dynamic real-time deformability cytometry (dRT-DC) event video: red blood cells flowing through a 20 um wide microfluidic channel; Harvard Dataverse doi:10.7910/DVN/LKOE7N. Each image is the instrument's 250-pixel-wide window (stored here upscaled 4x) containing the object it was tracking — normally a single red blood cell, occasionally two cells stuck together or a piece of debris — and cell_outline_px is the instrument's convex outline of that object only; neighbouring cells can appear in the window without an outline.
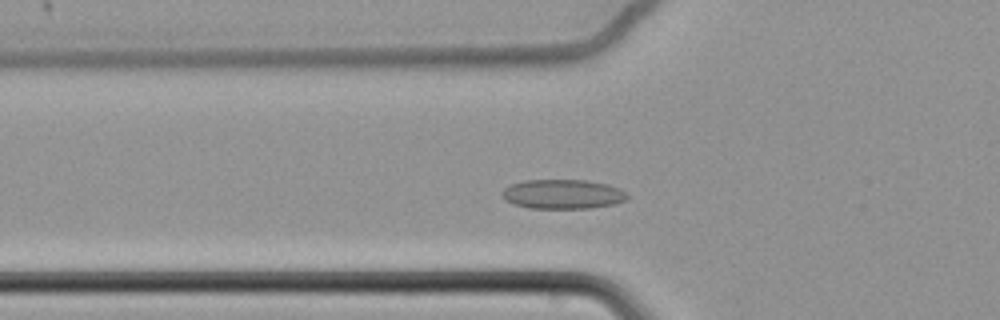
{"species": "common noctule bat (a hibernating species)", "species_latin": "Nyctalus noctula", "temperature_condition": "cold", "stored_images_in_passage": 47, "camera_frame_rate_fps": 3000, "um_per_image_px": 0.085, "animal": {"sex": "female", "body_mass_g": 22.7, "forearm_length_mm": 54.2}, "frame": {"image": 1, "passage_image": 7, "time_ms": 2.0, "image_size_px": [1000, 320], "cell_outline_px": [[628, 200], [616, 204], [592, 208], [528, 208], [512, 204], [504, 200], [500, 192], [504, 188], [512, 184], [524, 180], [588, 180], [620, 188], [628, 196]], "centroid_in_image_um": [47.82, 16.51], "position_along_channel_um": 78.0, "area_um2": 21.68}}
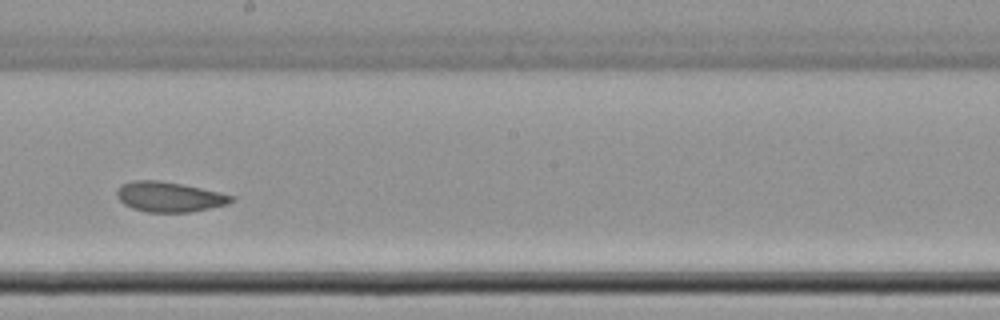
{"frame": {"image": 2, "passage_image": 21, "time_ms": 6.667, "image_size_px": [1000, 320], "cell_outline_px": [[236, 200], [228, 204], [192, 212], [148, 212], [132, 208], [124, 204], [116, 196], [116, 192], [120, 184], [132, 180], [160, 180], [184, 184], [236, 196]], "centroid_in_image_um": [14.4, 16.72], "position_along_channel_um": 233.8, "area_um2": 20.35}}
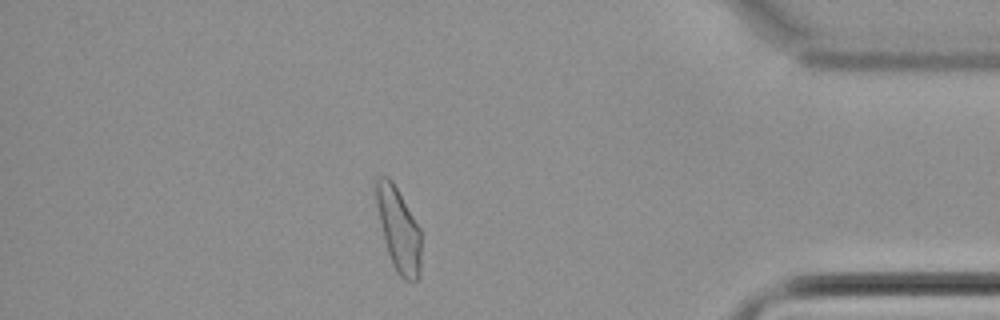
{"frame": {"image": 3, "passage_image": 39, "time_ms": 12.667, "image_size_px": [1000, 320], "cell_outline_px": [[420, 272], [416, 280], [404, 280], [396, 272], [392, 264], [384, 240], [376, 204], [376, 176], [388, 176], [392, 180], [420, 228]], "centroid_in_image_um": [33.87, 19.5], "position_along_channel_um": 401.3, "area_um2": 21.68}, "authors_computed_cell_mechanics": {"area_um2": 20.7502, "velocity_mm_per_s": 3.3641, "shape_relaxation_time_tau1_ms": null, "shape_relaxation_time_tau2_ms": 1.813, "deformation_change_tau1": null, "deformation_change_tau2": 0.0626}}